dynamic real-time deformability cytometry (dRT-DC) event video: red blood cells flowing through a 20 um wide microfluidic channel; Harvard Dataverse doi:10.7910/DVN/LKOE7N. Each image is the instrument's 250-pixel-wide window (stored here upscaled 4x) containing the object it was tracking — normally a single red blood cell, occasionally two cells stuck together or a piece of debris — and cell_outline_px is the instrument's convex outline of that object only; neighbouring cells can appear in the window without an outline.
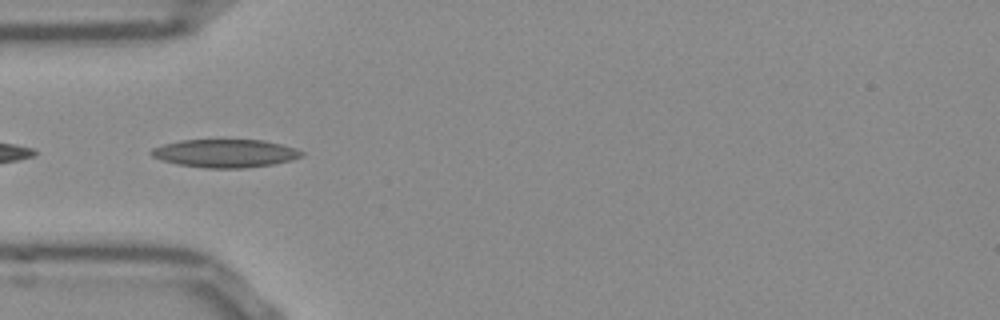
{"species": "Egyptian fruit bat (a non-hibernating species)", "species_latin": "Rousettus aegyptiacus", "temperature_condition": "room temperature", "stored_images_in_passage": 34, "camera_frame_rate_fps": 3000, "um_per_image_px": 0.085, "frame": {"image": 1, "passage_image": 1, "time_ms": 0.0, "image_size_px": [1000, 320], "cell_outline_px": [[304, 156], [292, 160], [272, 164], [244, 168], [204, 168], [176, 164], [152, 156], [148, 152], [152, 148], [164, 144], [180, 140], [264, 140], [280, 144], [304, 152]], "centroid_in_image_um": [19.12, 13.03], "position_along_channel_um": 65.9, "area_um2": 24.57}}
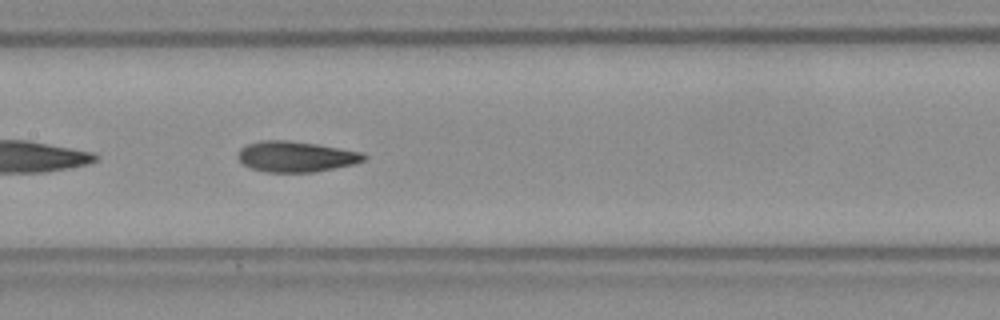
{"frame": {"image": 2, "passage_image": 10, "time_ms": 3.0, "image_size_px": [1000, 320], "cell_outline_px": [[368, 156], [364, 160], [352, 164], [312, 172], [268, 172], [252, 168], [244, 164], [236, 156], [236, 152], [240, 148], [248, 144], [260, 140], [288, 140], [316, 144], [364, 152]], "centroid_in_image_um": [25.13, 13.29], "position_along_channel_um": 182.3, "area_um2": 22.43}, "authors_computed_cell_mechanics": {"area_um2": 22.3108, "velocity_mm_per_s": 3.8473, "shape_relaxation_time_tau1_ms": 7.0109, "shape_relaxation_time_tau2_ms": 3.064, "deformation_change_tau1": 0.184, "deformation_change_tau2": 0.0895}}